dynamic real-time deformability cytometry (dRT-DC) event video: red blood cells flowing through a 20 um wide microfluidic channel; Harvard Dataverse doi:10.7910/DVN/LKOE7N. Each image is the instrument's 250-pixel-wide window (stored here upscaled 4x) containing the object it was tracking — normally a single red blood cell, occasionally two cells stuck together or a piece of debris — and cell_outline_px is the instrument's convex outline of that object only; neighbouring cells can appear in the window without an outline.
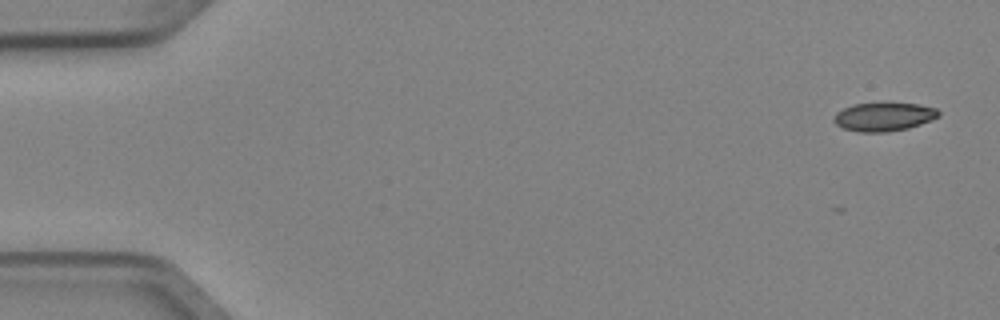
{"species": "Egyptian fruit bat (a non-hibernating species)", "species_latin": "Rousettus aegyptiacus", "temperature_condition": "cold", "stored_images_in_passage": 4, "camera_frame_rate_fps": 3000, "um_per_image_px": 0.085, "animal": {"sex": "female"}, "frame": {"image": 1, "passage_image": 1, "time_ms": 0.0, "image_size_px": [1000, 320], "cell_outline_px": [[940, 116], [920, 124], [908, 128], [888, 132], [860, 132], [844, 128], [836, 124], [832, 120], [836, 112], [852, 104], [888, 100], [916, 104], [936, 108], [940, 112]], "centroid_in_image_um": [75.12, 9.88], "position_along_channel_um": 9.9, "area_um2": 18.09}}
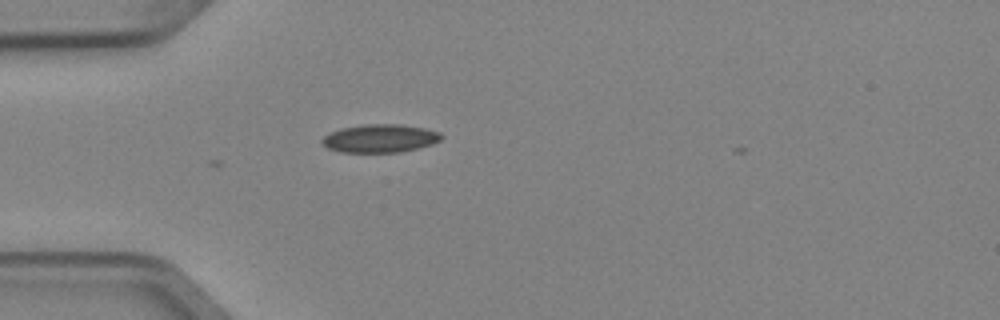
{"frame": {"image": 2, "passage_image": 4, "time_ms": 1.0, "image_size_px": [1000, 320], "cell_outline_px": [[444, 136], [440, 140], [432, 144], [400, 152], [340, 152], [328, 148], [320, 140], [324, 136], [340, 128], [364, 124], [400, 124], [424, 128], [440, 132]], "centroid_in_image_um": [32.31, 11.75], "position_along_channel_um": 52.7, "area_um2": 19.54}}